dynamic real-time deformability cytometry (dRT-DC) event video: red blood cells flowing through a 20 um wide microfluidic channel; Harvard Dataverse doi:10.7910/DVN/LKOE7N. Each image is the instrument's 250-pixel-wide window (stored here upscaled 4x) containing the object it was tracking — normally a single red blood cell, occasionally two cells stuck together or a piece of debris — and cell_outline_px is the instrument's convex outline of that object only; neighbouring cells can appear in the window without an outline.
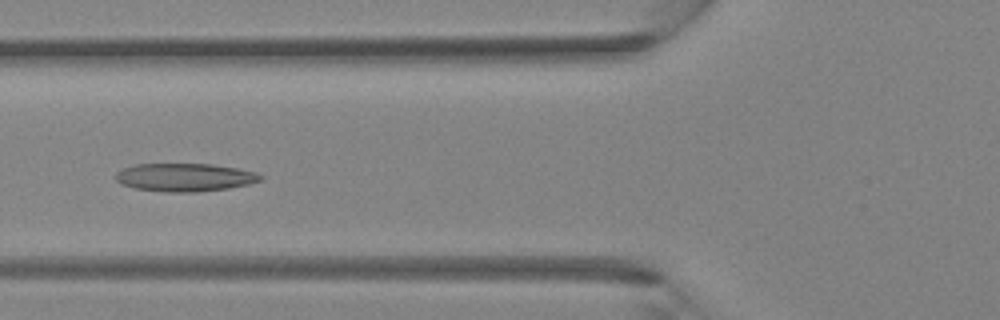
{"species": "Egyptian fruit bat (a non-hibernating species)", "species_latin": "Rousettus aegyptiacus", "temperature_condition": "room temperature", "stored_images_in_passage": 41, "camera_frame_rate_fps": 3000, "um_per_image_px": 0.085, "animal": {"sex": "female"}, "frame": {"image": 1, "passage_image": 16, "time_ms": 5.0, "image_size_px": [1000, 320], "cell_outline_px": [[264, 180], [248, 184], [228, 188], [196, 192], [164, 192], [136, 188], [120, 184], [116, 180], [116, 172], [124, 168], [136, 164], [212, 164], [236, 168], [256, 172], [264, 176]], "centroid_in_image_um": [15.73, 15.07], "position_along_channel_um": 110.1, "area_um2": 23.76}}
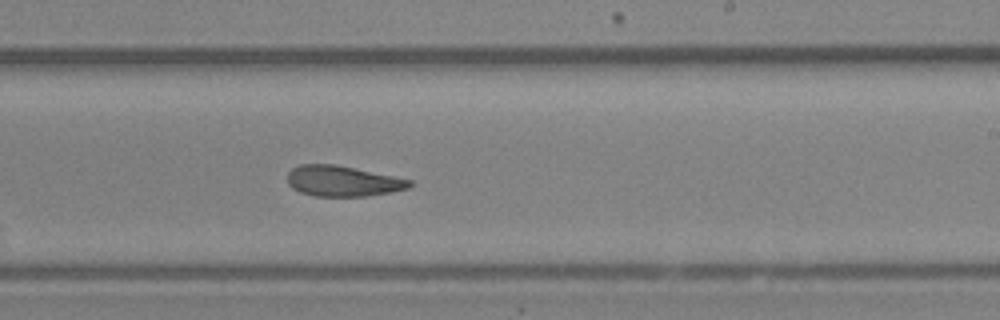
{"frame": {"image": 2, "passage_image": 25, "time_ms": 8.0, "image_size_px": [1000, 320], "cell_outline_px": [[412, 184], [408, 188], [368, 196], [316, 196], [300, 192], [292, 188], [288, 184], [288, 172], [292, 168], [300, 164], [332, 164], [412, 180]], "centroid_in_image_um": [29.08, 15.39], "position_along_channel_um": 259.9, "area_um2": 21.44}}
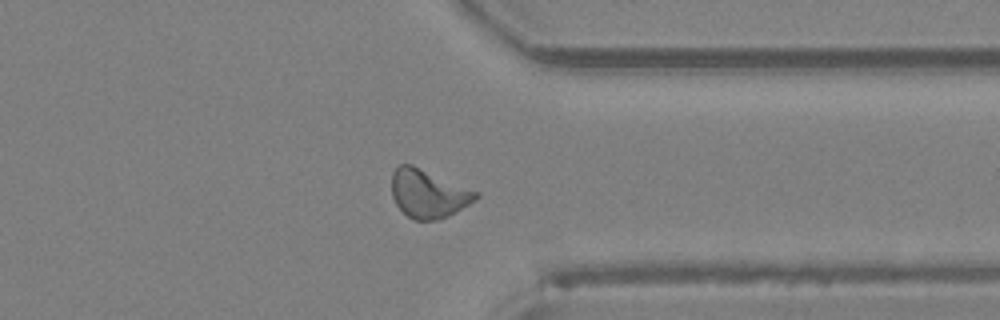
{"frame": {"image": 3, "passage_image": 32, "time_ms": 10.333, "image_size_px": [1000, 320], "cell_outline_px": [[480, 196], [476, 200], [448, 216], [440, 220], [416, 220], [408, 216], [396, 204], [392, 196], [392, 172], [400, 164], [412, 164], [480, 192]], "centroid_in_image_um": [36.42, 16.45], "position_along_channel_um": 375.0, "area_um2": 23.76}}